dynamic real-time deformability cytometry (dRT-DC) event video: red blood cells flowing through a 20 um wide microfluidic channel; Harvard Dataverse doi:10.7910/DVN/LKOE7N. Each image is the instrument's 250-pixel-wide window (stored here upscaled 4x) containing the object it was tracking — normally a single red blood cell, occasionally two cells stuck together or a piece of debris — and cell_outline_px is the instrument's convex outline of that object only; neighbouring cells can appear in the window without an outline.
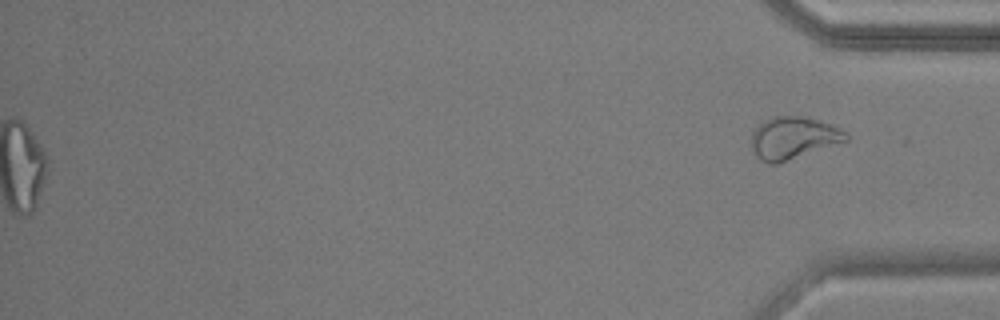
{"species": "common noctule bat (a hibernating species)", "species_latin": "Nyctalus noctula", "temperature_condition": "warm", "stored_images_in_passage": 54, "segment_of_instrument_passage": [2, 2], "camera_frame_rate_fps": 3000, "um_per_image_px": 0.085, "animal": {"sex": "male", "body_mass_g": 17.9, "forearm_length_mm": 54.2}, "frame": {"image": 1, "passage_image": 54, "time_ms": 17.667, "image_size_px": [1000, 320], "cell_outline_px": [[848, 140], [776, 164], [768, 164], [760, 160], [752, 152], [752, 132], [764, 120], [772, 116], [804, 116], [820, 120], [844, 132], [848, 136]], "centroid_in_image_um": [67.37, 11.72], "position_along_channel_um": 367.8, "area_um2": 23.0}}